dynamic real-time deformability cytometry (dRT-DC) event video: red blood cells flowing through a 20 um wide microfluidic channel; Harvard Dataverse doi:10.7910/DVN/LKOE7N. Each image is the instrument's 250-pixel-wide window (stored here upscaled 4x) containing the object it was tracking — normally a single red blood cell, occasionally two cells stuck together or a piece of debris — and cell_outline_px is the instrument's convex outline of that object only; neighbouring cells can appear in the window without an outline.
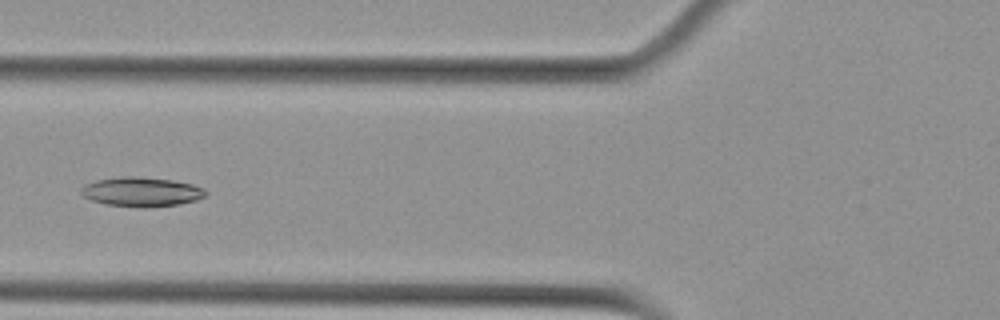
{"species": "Egyptian fruit bat (a non-hibernating species)", "species_latin": "Rousettus aegyptiacus", "temperature_condition": "cold", "stored_images_in_passage": 7, "camera_frame_rate_fps": 3000, "um_per_image_px": 0.085, "animal": {"sex": "female"}, "frame": {"image": 1, "passage_image": 7, "time_ms": 2.0, "image_size_px": [1000, 320], "cell_outline_px": [[208, 192], [204, 196], [196, 200], [180, 204], [148, 208], [140, 208], [104, 204], [92, 200], [84, 196], [80, 192], [80, 188], [84, 184], [96, 180], [120, 176], [132, 176], [172, 180], [192, 184], [204, 188]], "centroid_in_image_um": [12.01, 16.31], "position_along_channel_um": 113.8, "area_um2": 21.56}}